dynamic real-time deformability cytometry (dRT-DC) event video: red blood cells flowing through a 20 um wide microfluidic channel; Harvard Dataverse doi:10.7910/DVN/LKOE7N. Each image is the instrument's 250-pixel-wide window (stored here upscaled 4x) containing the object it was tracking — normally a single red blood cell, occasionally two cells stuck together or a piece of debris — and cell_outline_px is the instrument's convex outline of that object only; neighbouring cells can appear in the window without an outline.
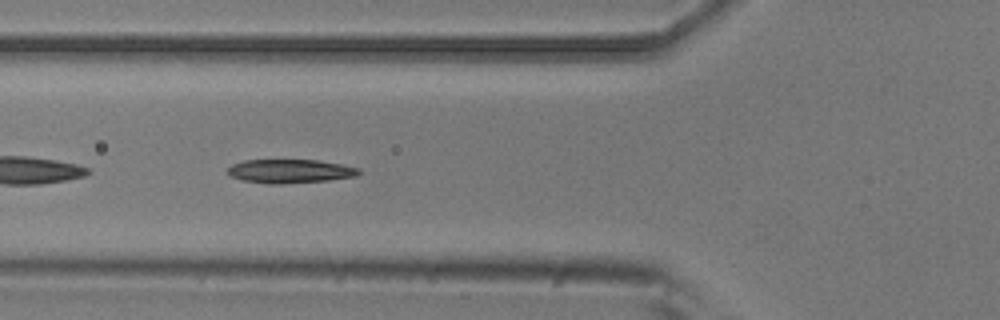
{"species": "common noctule bat (a hibernating species)", "species_latin": "Nyctalus noctula", "temperature_condition": "room temperature", "stored_images_in_passage": 11, "camera_frame_rate_fps": 3000, "um_per_image_px": 0.085, "animal": {"sex": "male", "body_mass_g": 20.5, "forearm_length_mm": 52.5}, "frame": {"image": 1, "passage_image": 7, "time_ms": 2.0, "image_size_px": [1000, 320], "cell_outline_px": [[360, 172], [356, 176], [328, 180], [280, 184], [268, 184], [244, 180], [232, 176], [228, 172], [228, 168], [232, 164], [244, 160], [316, 160], [340, 164], [360, 168]], "centroid_in_image_um": [24.66, 14.55], "position_along_channel_um": 101.1, "area_um2": 17.98}}
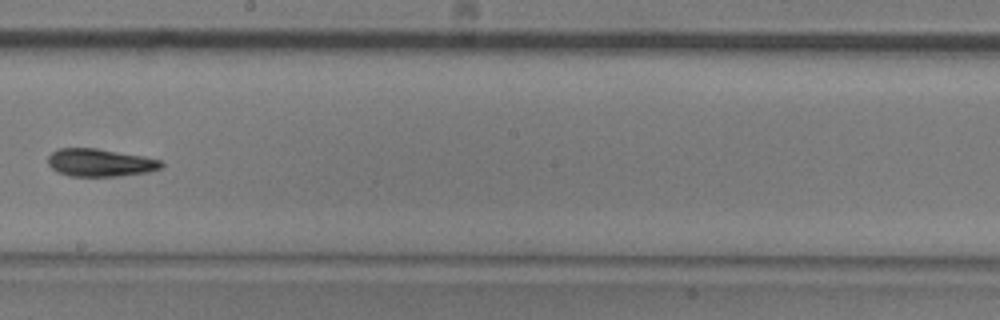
{"frame": {"image": 2, "passage_image": 10, "time_ms": 3.0, "image_size_px": [1000, 320], "cell_outline_px": [[164, 168], [148, 172], [120, 176], [68, 176], [56, 172], [48, 164], [48, 156], [52, 152], [60, 148], [96, 148], [144, 156], [160, 160], [164, 164]], "centroid_in_image_um": [8.52, 13.83], "position_along_channel_um": 239.7, "area_um2": 18.5}}
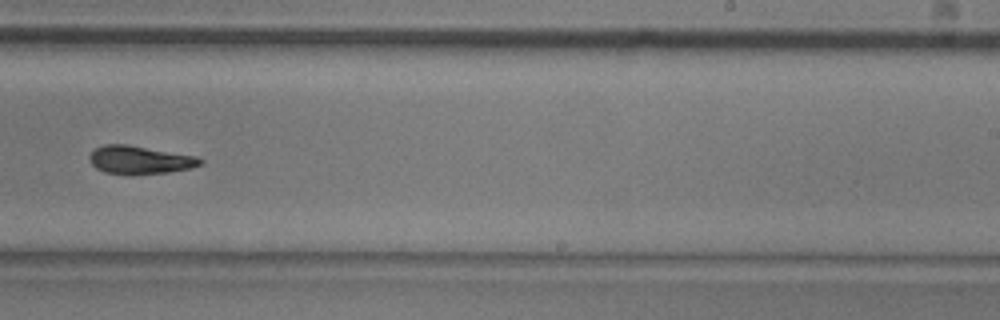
{"frame": {"image": 3, "passage_image": 11, "time_ms": 3.333, "image_size_px": [1000, 320], "cell_outline_px": [[204, 164], [192, 168], [168, 172], [104, 172], [96, 168], [88, 160], [88, 156], [96, 148], [104, 144], [128, 144], [196, 156], [204, 160]], "centroid_in_image_um": [11.91, 13.55], "position_along_channel_um": 277.1, "area_um2": 17.69}}